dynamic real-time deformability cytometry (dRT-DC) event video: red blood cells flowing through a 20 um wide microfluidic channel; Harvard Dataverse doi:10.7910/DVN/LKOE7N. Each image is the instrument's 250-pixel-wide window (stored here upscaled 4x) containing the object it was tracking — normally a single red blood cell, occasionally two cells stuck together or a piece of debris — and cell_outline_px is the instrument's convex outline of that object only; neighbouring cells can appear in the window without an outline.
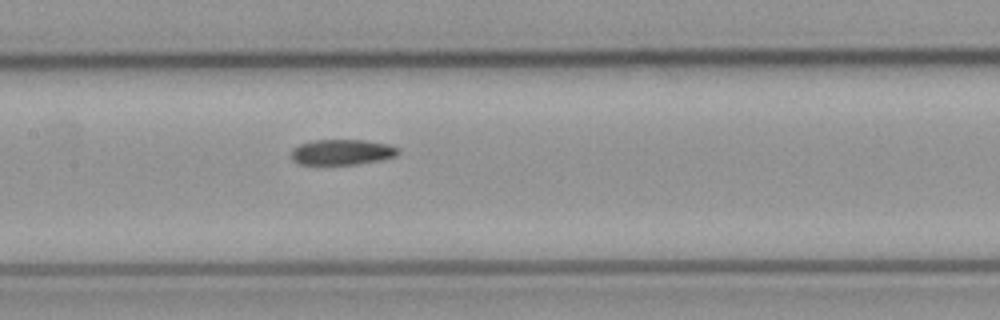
{"species": "common noctule bat (a hibernating species)", "species_latin": "Nyctalus noctula", "temperature_condition": "cold", "stored_images_in_passage": 7, "camera_frame_rate_fps": 3000, "um_per_image_px": 0.085, "animal": {"sex": "male", "body_mass_g": 23.1, "forearm_length_mm": 52.7}, "frame": {"image": 1, "passage_image": 7, "time_ms": 8.0, "image_size_px": [1000, 320], "cell_outline_px": [[400, 152], [396, 156], [380, 160], [356, 164], [300, 164], [292, 160], [292, 148], [300, 144], [312, 140], [364, 140], [388, 144], [400, 148]], "centroid_in_image_um": [29.09, 12.92], "position_along_channel_um": 178.3, "area_um2": 15.9}}